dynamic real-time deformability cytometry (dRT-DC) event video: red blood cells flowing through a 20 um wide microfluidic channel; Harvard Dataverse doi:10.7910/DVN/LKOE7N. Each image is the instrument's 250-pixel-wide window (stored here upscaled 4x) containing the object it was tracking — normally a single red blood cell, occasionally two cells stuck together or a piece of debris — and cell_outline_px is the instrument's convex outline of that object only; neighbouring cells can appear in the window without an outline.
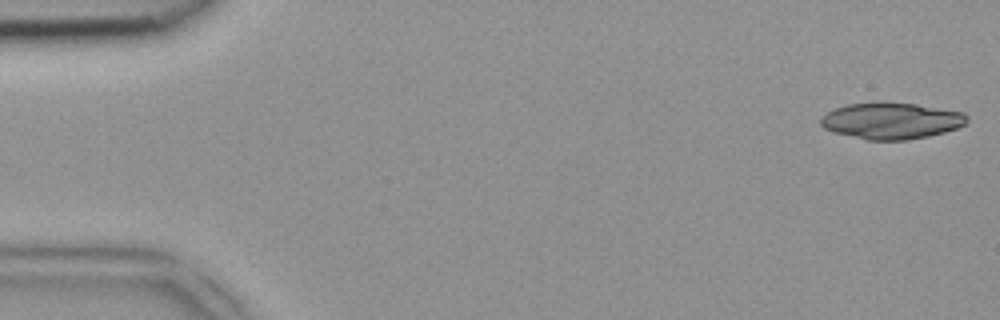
{"species": "common noctule bat (a hibernating species)", "species_latin": "Nyctalus noctula", "temperature_condition": "room temperature", "stored_images_in_passage": 47, "segment_of_instrument_passage": [1, 2], "camera_frame_rate_fps": 3000, "um_per_image_px": 0.085, "animal": {"sex": "female", "body_mass_g": 18.4}, "frame": {"image": 1, "passage_image": 1, "time_ms": 0.0, "image_size_px": [1000, 320], "cell_outline_px": [[968, 120], [964, 124], [956, 128], [944, 132], [928, 136], [908, 140], [868, 140], [832, 132], [824, 128], [820, 124], [820, 120], [828, 112], [836, 108], [848, 104], [916, 104], [964, 112], [968, 116]], "centroid_in_image_um": [75.78, 10.3], "position_along_channel_um": 9.2, "area_um2": 30.4}}